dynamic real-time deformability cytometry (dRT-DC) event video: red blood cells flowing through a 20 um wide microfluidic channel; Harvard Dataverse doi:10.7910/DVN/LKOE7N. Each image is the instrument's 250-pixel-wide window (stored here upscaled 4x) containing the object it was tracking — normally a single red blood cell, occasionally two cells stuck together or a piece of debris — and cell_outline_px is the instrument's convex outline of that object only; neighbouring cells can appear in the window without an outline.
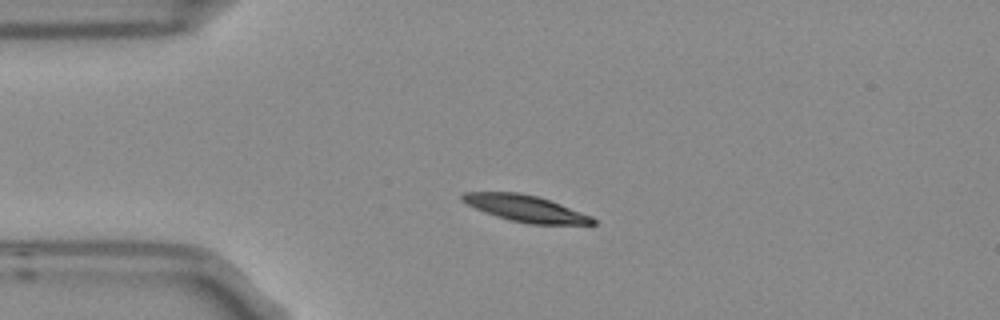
{"species": "Egyptian fruit bat (a non-hibernating species)", "species_latin": "Rousettus aegyptiacus", "temperature_condition": "room temperature", "stored_images_in_passage": 4, "camera_frame_rate_fps": 3000, "um_per_image_px": 0.085, "frame": {"image": 1, "passage_image": 3, "time_ms": 0.667, "image_size_px": [1000, 320], "cell_outline_px": [[596, 224], [528, 224], [508, 220], [484, 212], [460, 200], [460, 196], [464, 192], [516, 192], [536, 196], [560, 204], [592, 216], [596, 220]], "centroid_in_image_um": [44.65, 17.72], "position_along_channel_um": 40.3, "area_um2": 20.0}}